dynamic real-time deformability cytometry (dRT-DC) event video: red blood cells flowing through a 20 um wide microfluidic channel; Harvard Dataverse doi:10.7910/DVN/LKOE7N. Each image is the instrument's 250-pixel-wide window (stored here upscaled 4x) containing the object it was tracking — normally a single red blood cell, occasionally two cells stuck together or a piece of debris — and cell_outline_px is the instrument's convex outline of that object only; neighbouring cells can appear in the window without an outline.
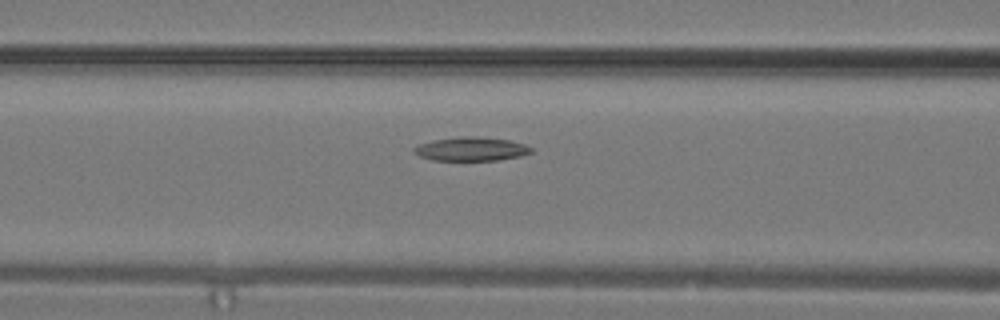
{"species": "common noctule bat (a hibernating species)", "species_latin": "Nyctalus noctula", "temperature_condition": "warm", "stored_images_in_passage": 5, "camera_frame_rate_fps": 3000, "um_per_image_px": 0.085, "animal": {"sex": "male", "body_mass_g": 19.2, "forearm_length_mm": 51.8}, "frame": {"image": 1, "passage_image": 4, "time_ms": 1.0, "image_size_px": [1000, 320], "cell_outline_px": [[532, 152], [520, 156], [500, 160], [432, 160], [420, 156], [412, 152], [412, 148], [416, 144], [436, 140], [460, 136], [476, 136], [508, 140], [524, 144], [532, 148]], "centroid_in_image_um": [40.01, 12.66], "position_along_channel_um": 126.6, "area_um2": 16.24}}